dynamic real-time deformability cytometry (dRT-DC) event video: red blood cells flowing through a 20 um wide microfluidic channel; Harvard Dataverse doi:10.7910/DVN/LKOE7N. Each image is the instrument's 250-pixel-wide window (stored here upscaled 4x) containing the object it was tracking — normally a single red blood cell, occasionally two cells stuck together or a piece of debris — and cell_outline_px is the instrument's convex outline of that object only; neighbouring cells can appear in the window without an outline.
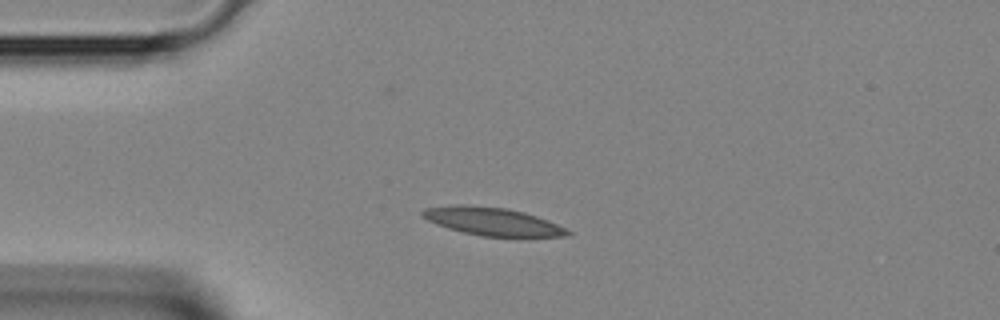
{"species": "Egyptian fruit bat (a non-hibernating species)", "species_latin": "Rousettus aegyptiacus", "temperature_condition": "room temperature", "stored_images_in_passage": 1, "camera_frame_rate_fps": 3000, "um_per_image_px": 0.085, "animal": {"sex": "female"}, "frame": {"image": 1, "passage_image": 1, "time_ms": 0.0, "image_size_px": [1000, 320], "cell_outline_px": [[572, 232], [568, 236], [480, 236], [460, 232], [436, 224], [420, 216], [420, 212], [424, 208], [460, 204], [468, 204], [504, 208], [524, 212], [548, 220]], "centroid_in_image_um": [41.78, 18.81], "position_along_channel_um": 43.2, "area_um2": 23.58}}